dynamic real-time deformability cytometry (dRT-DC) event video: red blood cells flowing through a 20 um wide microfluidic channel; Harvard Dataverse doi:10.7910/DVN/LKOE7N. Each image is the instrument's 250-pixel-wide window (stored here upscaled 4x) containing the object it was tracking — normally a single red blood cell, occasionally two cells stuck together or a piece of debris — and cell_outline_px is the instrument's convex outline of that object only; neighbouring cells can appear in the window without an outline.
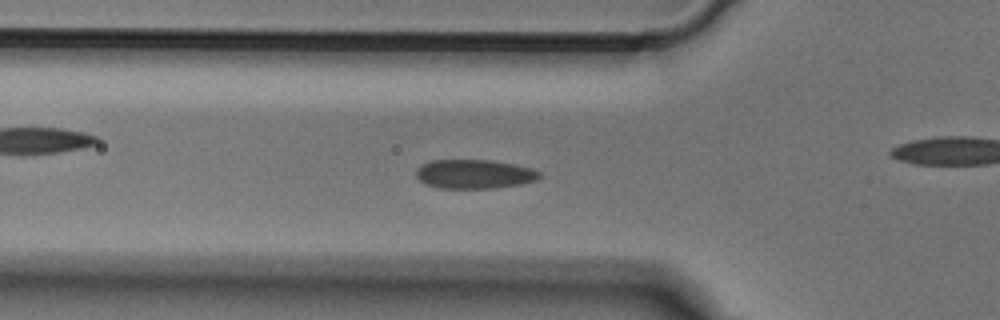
{"species": "Egyptian fruit bat (a non-hibernating species)", "species_latin": "Rousettus aegyptiacus", "temperature_condition": "cold", "stored_images_in_passage": 50, "camera_frame_rate_fps": 3000, "um_per_image_px": 0.085, "animal": {"sex": "male"}, "frame": {"image": 1, "passage_image": 16, "time_ms": 5.0, "image_size_px": [1000, 320], "cell_outline_px": [[540, 176], [536, 180], [520, 184], [492, 188], [440, 188], [424, 184], [416, 176], [416, 168], [420, 164], [432, 160], [492, 160], [532, 168], [540, 172]], "centroid_in_image_um": [40.27, 14.79], "position_along_channel_um": 85.5, "area_um2": 20.92}}
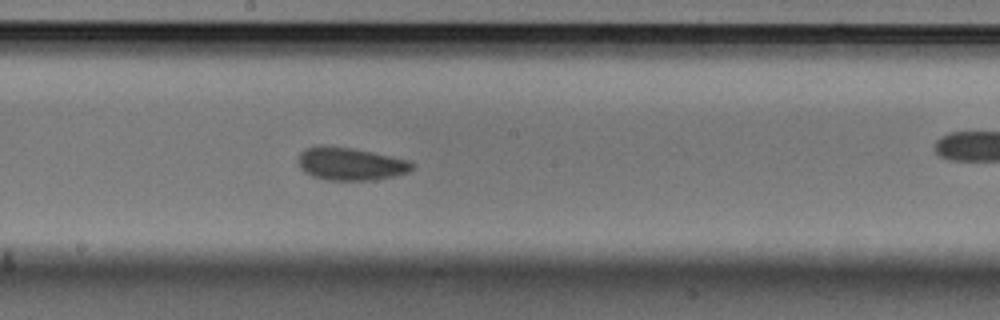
{"frame": {"image": 2, "passage_image": 26, "time_ms": 8.333, "image_size_px": [1000, 320], "cell_outline_px": [[412, 168], [408, 172], [376, 180], [328, 180], [312, 176], [304, 172], [300, 168], [300, 152], [304, 148], [320, 144], [352, 148], [372, 152], [408, 160], [412, 164]], "centroid_in_image_um": [29.74, 13.92], "position_along_channel_um": 218.5, "area_um2": 21.68}}
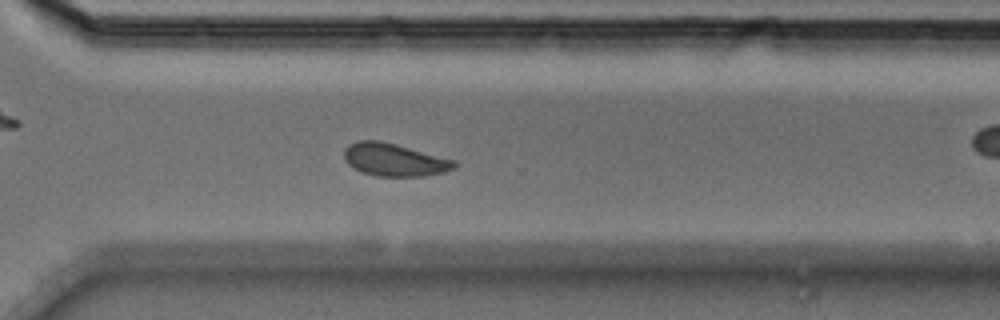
{"frame": {"image": 3, "passage_image": 35, "time_ms": 11.333, "image_size_px": [1000, 320], "cell_outline_px": [[460, 164], [456, 168], [444, 172], [424, 176], [376, 176], [352, 168], [348, 164], [344, 156], [344, 148], [348, 144], [356, 140], [376, 140], [396, 144], [456, 160]], "centroid_in_image_um": [33.54, 13.58], "position_along_channel_um": 337.1, "area_um2": 21.21}}